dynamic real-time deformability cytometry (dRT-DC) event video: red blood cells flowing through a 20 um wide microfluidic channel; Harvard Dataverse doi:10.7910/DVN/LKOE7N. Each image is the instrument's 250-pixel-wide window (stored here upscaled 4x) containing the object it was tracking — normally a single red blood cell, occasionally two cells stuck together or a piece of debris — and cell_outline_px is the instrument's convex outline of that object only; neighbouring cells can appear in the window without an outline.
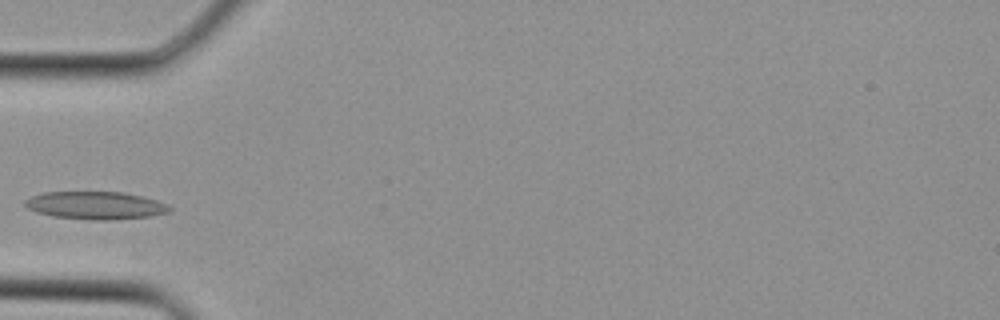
{"species": "Egyptian fruit bat (a non-hibernating species)", "species_latin": "Rousettus aegyptiacus", "temperature_condition": "cold", "stored_images_in_passage": 2, "camera_frame_rate_fps": 3000, "um_per_image_px": 0.085, "animal": {"sex": "female"}, "frame": {"image": 1, "passage_image": 2, "time_ms": 0.333, "image_size_px": [1000, 320], "cell_outline_px": [[172, 208], [168, 212], [152, 216], [112, 220], [96, 220], [52, 216], [36, 212], [28, 208], [24, 204], [24, 200], [32, 196], [44, 192], [124, 192], [156, 200], [168, 204]], "centroid_in_image_um": [8.13, 17.46], "position_along_channel_um": 76.9, "area_um2": 23.35}}